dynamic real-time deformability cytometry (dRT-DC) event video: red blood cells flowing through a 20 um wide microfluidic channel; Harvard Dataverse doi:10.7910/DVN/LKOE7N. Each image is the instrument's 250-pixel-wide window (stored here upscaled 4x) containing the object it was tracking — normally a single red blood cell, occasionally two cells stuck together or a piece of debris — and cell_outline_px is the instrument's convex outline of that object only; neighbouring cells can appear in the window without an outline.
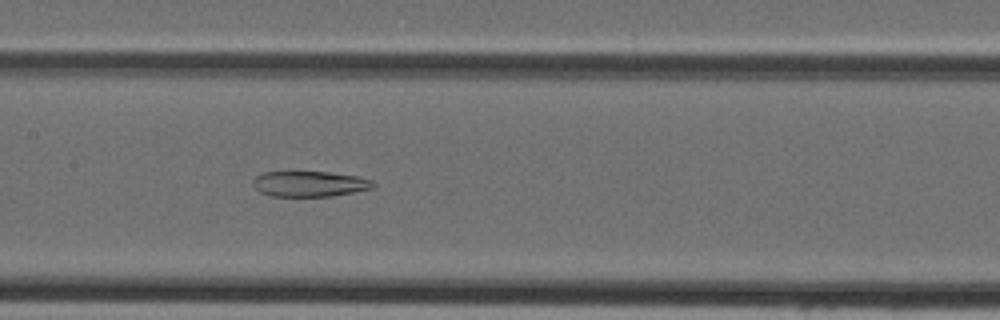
{"species": "Egyptian fruit bat (a non-hibernating species)", "species_latin": "Rousettus aegyptiacus", "temperature_condition": "cold", "stored_images_in_passage": 41, "camera_frame_rate_fps": 3000, "um_per_image_px": 0.085, "animal": {"sex": "female"}, "frame": {"image": 1, "passage_image": 18, "time_ms": 5.667, "image_size_px": [1000, 320], "cell_outline_px": [[376, 184], [372, 188], [332, 196], [272, 196], [260, 192], [252, 184], [252, 180], [260, 172], [328, 172], [356, 176], [372, 180]], "centroid_in_image_um": [26.28, 15.62], "position_along_channel_um": 181.1, "area_um2": 17.8}}
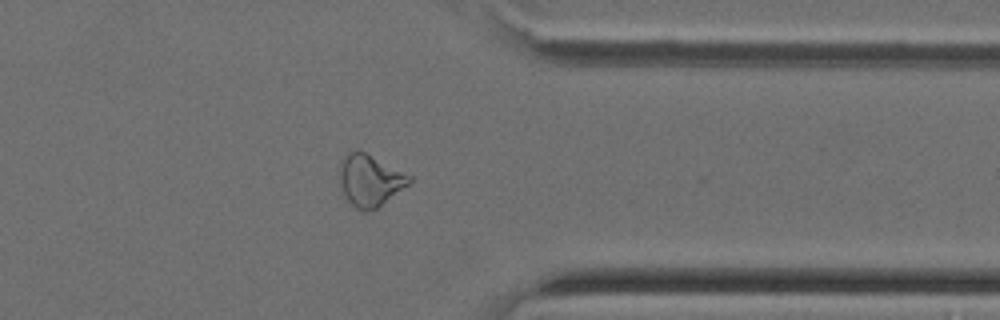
{"frame": {"image": 2, "passage_image": 32, "time_ms": 10.333, "image_size_px": [1000, 320], "cell_outline_px": [[412, 180], [408, 184], [376, 208], [356, 208], [344, 200], [340, 188], [340, 164], [348, 152], [364, 152], [412, 176]], "centroid_in_image_um": [31.4, 15.33], "position_along_channel_um": 380.0, "area_um2": 20.35}}
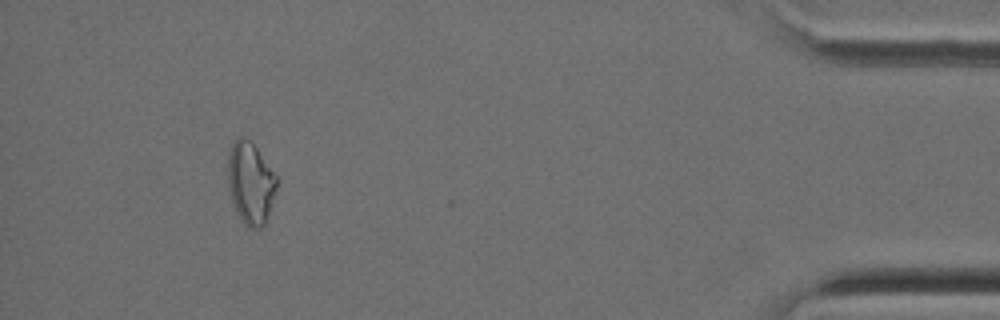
{"frame": {"image": 3, "passage_image": 38, "time_ms": 12.333, "image_size_px": [1000, 320], "cell_outline_px": [[276, 188], [264, 224], [260, 228], [248, 228], [240, 220], [236, 212], [228, 188], [228, 156], [232, 144], [240, 136], [244, 136], [256, 148], [276, 176]], "centroid_in_image_um": [21.26, 15.57], "position_along_channel_um": 413.9, "area_um2": 22.83}}